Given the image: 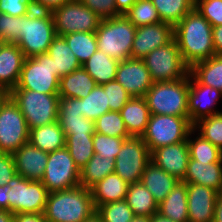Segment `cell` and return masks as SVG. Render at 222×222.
I'll list each match as a JSON object with an SVG mask.
<instances>
[{
	"instance_id": "cell-7",
	"label": "cell",
	"mask_w": 222,
	"mask_h": 222,
	"mask_svg": "<svg viewBox=\"0 0 222 222\" xmlns=\"http://www.w3.org/2000/svg\"><path fill=\"white\" fill-rule=\"evenodd\" d=\"M192 129L190 117L151 114L142 139L152 152L161 146L187 141Z\"/></svg>"
},
{
	"instance_id": "cell-38",
	"label": "cell",
	"mask_w": 222,
	"mask_h": 222,
	"mask_svg": "<svg viewBox=\"0 0 222 222\" xmlns=\"http://www.w3.org/2000/svg\"><path fill=\"white\" fill-rule=\"evenodd\" d=\"M195 132L192 129L187 137L190 159L199 162H222V151L199 134L193 140L191 135Z\"/></svg>"
},
{
	"instance_id": "cell-28",
	"label": "cell",
	"mask_w": 222,
	"mask_h": 222,
	"mask_svg": "<svg viewBox=\"0 0 222 222\" xmlns=\"http://www.w3.org/2000/svg\"><path fill=\"white\" fill-rule=\"evenodd\" d=\"M29 143L44 152L50 153L66 147V136L56 121L29 129Z\"/></svg>"
},
{
	"instance_id": "cell-17",
	"label": "cell",
	"mask_w": 222,
	"mask_h": 222,
	"mask_svg": "<svg viewBox=\"0 0 222 222\" xmlns=\"http://www.w3.org/2000/svg\"><path fill=\"white\" fill-rule=\"evenodd\" d=\"M174 39V26L159 22L157 24L137 27L131 58L143 59L148 53L164 46Z\"/></svg>"
},
{
	"instance_id": "cell-8",
	"label": "cell",
	"mask_w": 222,
	"mask_h": 222,
	"mask_svg": "<svg viewBox=\"0 0 222 222\" xmlns=\"http://www.w3.org/2000/svg\"><path fill=\"white\" fill-rule=\"evenodd\" d=\"M143 60L154 83L172 82L189 75L190 67L184 62L175 39L151 51Z\"/></svg>"
},
{
	"instance_id": "cell-13",
	"label": "cell",
	"mask_w": 222,
	"mask_h": 222,
	"mask_svg": "<svg viewBox=\"0 0 222 222\" xmlns=\"http://www.w3.org/2000/svg\"><path fill=\"white\" fill-rule=\"evenodd\" d=\"M151 162V152L142 137L125 139L114 163V172L127 183H138L146 166Z\"/></svg>"
},
{
	"instance_id": "cell-1",
	"label": "cell",
	"mask_w": 222,
	"mask_h": 222,
	"mask_svg": "<svg viewBox=\"0 0 222 222\" xmlns=\"http://www.w3.org/2000/svg\"><path fill=\"white\" fill-rule=\"evenodd\" d=\"M174 39L189 67L215 55L212 26L195 8L174 26Z\"/></svg>"
},
{
	"instance_id": "cell-50",
	"label": "cell",
	"mask_w": 222,
	"mask_h": 222,
	"mask_svg": "<svg viewBox=\"0 0 222 222\" xmlns=\"http://www.w3.org/2000/svg\"><path fill=\"white\" fill-rule=\"evenodd\" d=\"M16 174L13 154L0 152V186L7 185Z\"/></svg>"
},
{
	"instance_id": "cell-42",
	"label": "cell",
	"mask_w": 222,
	"mask_h": 222,
	"mask_svg": "<svg viewBox=\"0 0 222 222\" xmlns=\"http://www.w3.org/2000/svg\"><path fill=\"white\" fill-rule=\"evenodd\" d=\"M193 129L222 151V112L199 120Z\"/></svg>"
},
{
	"instance_id": "cell-31",
	"label": "cell",
	"mask_w": 222,
	"mask_h": 222,
	"mask_svg": "<svg viewBox=\"0 0 222 222\" xmlns=\"http://www.w3.org/2000/svg\"><path fill=\"white\" fill-rule=\"evenodd\" d=\"M120 61L104 52L97 50L82 67L94 79L97 85L106 84L116 79L117 68Z\"/></svg>"
},
{
	"instance_id": "cell-14",
	"label": "cell",
	"mask_w": 222,
	"mask_h": 222,
	"mask_svg": "<svg viewBox=\"0 0 222 222\" xmlns=\"http://www.w3.org/2000/svg\"><path fill=\"white\" fill-rule=\"evenodd\" d=\"M49 192L80 185V169L66 147L48 153V162L41 180Z\"/></svg>"
},
{
	"instance_id": "cell-19",
	"label": "cell",
	"mask_w": 222,
	"mask_h": 222,
	"mask_svg": "<svg viewBox=\"0 0 222 222\" xmlns=\"http://www.w3.org/2000/svg\"><path fill=\"white\" fill-rule=\"evenodd\" d=\"M189 159L187 141L161 146L151 152V161L179 181L184 179Z\"/></svg>"
},
{
	"instance_id": "cell-15",
	"label": "cell",
	"mask_w": 222,
	"mask_h": 222,
	"mask_svg": "<svg viewBox=\"0 0 222 222\" xmlns=\"http://www.w3.org/2000/svg\"><path fill=\"white\" fill-rule=\"evenodd\" d=\"M219 98H222V92L220 90L200 84L189 73V92L187 103L188 115L192 125L203 118L222 112L221 110L218 111L213 108L217 104Z\"/></svg>"
},
{
	"instance_id": "cell-30",
	"label": "cell",
	"mask_w": 222,
	"mask_h": 222,
	"mask_svg": "<svg viewBox=\"0 0 222 222\" xmlns=\"http://www.w3.org/2000/svg\"><path fill=\"white\" fill-rule=\"evenodd\" d=\"M47 53L53 60L54 75L59 79L82 67L63 36L57 35L53 39Z\"/></svg>"
},
{
	"instance_id": "cell-57",
	"label": "cell",
	"mask_w": 222,
	"mask_h": 222,
	"mask_svg": "<svg viewBox=\"0 0 222 222\" xmlns=\"http://www.w3.org/2000/svg\"><path fill=\"white\" fill-rule=\"evenodd\" d=\"M14 214L9 210H0V222H13Z\"/></svg>"
},
{
	"instance_id": "cell-29",
	"label": "cell",
	"mask_w": 222,
	"mask_h": 222,
	"mask_svg": "<svg viewBox=\"0 0 222 222\" xmlns=\"http://www.w3.org/2000/svg\"><path fill=\"white\" fill-rule=\"evenodd\" d=\"M158 212L176 222H188L187 183L179 181L166 198L158 204Z\"/></svg>"
},
{
	"instance_id": "cell-35",
	"label": "cell",
	"mask_w": 222,
	"mask_h": 222,
	"mask_svg": "<svg viewBox=\"0 0 222 222\" xmlns=\"http://www.w3.org/2000/svg\"><path fill=\"white\" fill-rule=\"evenodd\" d=\"M66 148L75 165L81 170L95 154L93 134L67 133Z\"/></svg>"
},
{
	"instance_id": "cell-47",
	"label": "cell",
	"mask_w": 222,
	"mask_h": 222,
	"mask_svg": "<svg viewBox=\"0 0 222 222\" xmlns=\"http://www.w3.org/2000/svg\"><path fill=\"white\" fill-rule=\"evenodd\" d=\"M21 16L0 12V39L4 43H16L20 38Z\"/></svg>"
},
{
	"instance_id": "cell-34",
	"label": "cell",
	"mask_w": 222,
	"mask_h": 222,
	"mask_svg": "<svg viewBox=\"0 0 222 222\" xmlns=\"http://www.w3.org/2000/svg\"><path fill=\"white\" fill-rule=\"evenodd\" d=\"M115 160L94 154L88 163L80 170V186L90 188L107 175L114 173Z\"/></svg>"
},
{
	"instance_id": "cell-25",
	"label": "cell",
	"mask_w": 222,
	"mask_h": 222,
	"mask_svg": "<svg viewBox=\"0 0 222 222\" xmlns=\"http://www.w3.org/2000/svg\"><path fill=\"white\" fill-rule=\"evenodd\" d=\"M129 183L115 172L91 186L90 192L96 209L100 205L121 201L126 198Z\"/></svg>"
},
{
	"instance_id": "cell-22",
	"label": "cell",
	"mask_w": 222,
	"mask_h": 222,
	"mask_svg": "<svg viewBox=\"0 0 222 222\" xmlns=\"http://www.w3.org/2000/svg\"><path fill=\"white\" fill-rule=\"evenodd\" d=\"M25 56L16 43H6L0 51V88L11 92L18 84Z\"/></svg>"
},
{
	"instance_id": "cell-18",
	"label": "cell",
	"mask_w": 222,
	"mask_h": 222,
	"mask_svg": "<svg viewBox=\"0 0 222 222\" xmlns=\"http://www.w3.org/2000/svg\"><path fill=\"white\" fill-rule=\"evenodd\" d=\"M217 196L207 186L187 183L188 222H213Z\"/></svg>"
},
{
	"instance_id": "cell-36",
	"label": "cell",
	"mask_w": 222,
	"mask_h": 222,
	"mask_svg": "<svg viewBox=\"0 0 222 222\" xmlns=\"http://www.w3.org/2000/svg\"><path fill=\"white\" fill-rule=\"evenodd\" d=\"M162 22L175 26L194 9L195 0H151Z\"/></svg>"
},
{
	"instance_id": "cell-44",
	"label": "cell",
	"mask_w": 222,
	"mask_h": 222,
	"mask_svg": "<svg viewBox=\"0 0 222 222\" xmlns=\"http://www.w3.org/2000/svg\"><path fill=\"white\" fill-rule=\"evenodd\" d=\"M125 138L106 136L95 132L93 134L94 152L101 157H108L115 160L122 148Z\"/></svg>"
},
{
	"instance_id": "cell-49",
	"label": "cell",
	"mask_w": 222,
	"mask_h": 222,
	"mask_svg": "<svg viewBox=\"0 0 222 222\" xmlns=\"http://www.w3.org/2000/svg\"><path fill=\"white\" fill-rule=\"evenodd\" d=\"M33 9L32 0H0V12L11 16H24Z\"/></svg>"
},
{
	"instance_id": "cell-2",
	"label": "cell",
	"mask_w": 222,
	"mask_h": 222,
	"mask_svg": "<svg viewBox=\"0 0 222 222\" xmlns=\"http://www.w3.org/2000/svg\"><path fill=\"white\" fill-rule=\"evenodd\" d=\"M96 210L90 189L79 185L49 192L43 214L47 222H85Z\"/></svg>"
},
{
	"instance_id": "cell-26",
	"label": "cell",
	"mask_w": 222,
	"mask_h": 222,
	"mask_svg": "<svg viewBox=\"0 0 222 222\" xmlns=\"http://www.w3.org/2000/svg\"><path fill=\"white\" fill-rule=\"evenodd\" d=\"M140 182L152 193L157 204H160L179 180L151 161L146 166Z\"/></svg>"
},
{
	"instance_id": "cell-11",
	"label": "cell",
	"mask_w": 222,
	"mask_h": 222,
	"mask_svg": "<svg viewBox=\"0 0 222 222\" xmlns=\"http://www.w3.org/2000/svg\"><path fill=\"white\" fill-rule=\"evenodd\" d=\"M56 34L64 36L75 32H95L101 18L79 0H72L50 12Z\"/></svg>"
},
{
	"instance_id": "cell-4",
	"label": "cell",
	"mask_w": 222,
	"mask_h": 222,
	"mask_svg": "<svg viewBox=\"0 0 222 222\" xmlns=\"http://www.w3.org/2000/svg\"><path fill=\"white\" fill-rule=\"evenodd\" d=\"M19 32L20 38L16 44L25 58L47 53L53 39L57 36L51 13L35 9L21 16Z\"/></svg>"
},
{
	"instance_id": "cell-5",
	"label": "cell",
	"mask_w": 222,
	"mask_h": 222,
	"mask_svg": "<svg viewBox=\"0 0 222 222\" xmlns=\"http://www.w3.org/2000/svg\"><path fill=\"white\" fill-rule=\"evenodd\" d=\"M189 75L172 82H155L146 93L150 114L189 117Z\"/></svg>"
},
{
	"instance_id": "cell-24",
	"label": "cell",
	"mask_w": 222,
	"mask_h": 222,
	"mask_svg": "<svg viewBox=\"0 0 222 222\" xmlns=\"http://www.w3.org/2000/svg\"><path fill=\"white\" fill-rule=\"evenodd\" d=\"M119 112L128 134L142 137L151 115L145 97H132Z\"/></svg>"
},
{
	"instance_id": "cell-40",
	"label": "cell",
	"mask_w": 222,
	"mask_h": 222,
	"mask_svg": "<svg viewBox=\"0 0 222 222\" xmlns=\"http://www.w3.org/2000/svg\"><path fill=\"white\" fill-rule=\"evenodd\" d=\"M125 16L136 27L161 22L159 13L151 0H137V2L125 13Z\"/></svg>"
},
{
	"instance_id": "cell-37",
	"label": "cell",
	"mask_w": 222,
	"mask_h": 222,
	"mask_svg": "<svg viewBox=\"0 0 222 222\" xmlns=\"http://www.w3.org/2000/svg\"><path fill=\"white\" fill-rule=\"evenodd\" d=\"M63 37L81 65L98 50L95 32H75Z\"/></svg>"
},
{
	"instance_id": "cell-48",
	"label": "cell",
	"mask_w": 222,
	"mask_h": 222,
	"mask_svg": "<svg viewBox=\"0 0 222 222\" xmlns=\"http://www.w3.org/2000/svg\"><path fill=\"white\" fill-rule=\"evenodd\" d=\"M84 6L96 13L101 19H107L120 14L116 10L115 0H79Z\"/></svg>"
},
{
	"instance_id": "cell-43",
	"label": "cell",
	"mask_w": 222,
	"mask_h": 222,
	"mask_svg": "<svg viewBox=\"0 0 222 222\" xmlns=\"http://www.w3.org/2000/svg\"><path fill=\"white\" fill-rule=\"evenodd\" d=\"M96 214L103 222H131L135 216L125 199L100 205Z\"/></svg>"
},
{
	"instance_id": "cell-27",
	"label": "cell",
	"mask_w": 222,
	"mask_h": 222,
	"mask_svg": "<svg viewBox=\"0 0 222 222\" xmlns=\"http://www.w3.org/2000/svg\"><path fill=\"white\" fill-rule=\"evenodd\" d=\"M97 84L83 67L62 76L58 94L63 98H86Z\"/></svg>"
},
{
	"instance_id": "cell-12",
	"label": "cell",
	"mask_w": 222,
	"mask_h": 222,
	"mask_svg": "<svg viewBox=\"0 0 222 222\" xmlns=\"http://www.w3.org/2000/svg\"><path fill=\"white\" fill-rule=\"evenodd\" d=\"M29 142V128L18 105L9 97L0 108V152L14 154Z\"/></svg>"
},
{
	"instance_id": "cell-59",
	"label": "cell",
	"mask_w": 222,
	"mask_h": 222,
	"mask_svg": "<svg viewBox=\"0 0 222 222\" xmlns=\"http://www.w3.org/2000/svg\"><path fill=\"white\" fill-rule=\"evenodd\" d=\"M9 97H10V92L0 88V108Z\"/></svg>"
},
{
	"instance_id": "cell-54",
	"label": "cell",
	"mask_w": 222,
	"mask_h": 222,
	"mask_svg": "<svg viewBox=\"0 0 222 222\" xmlns=\"http://www.w3.org/2000/svg\"><path fill=\"white\" fill-rule=\"evenodd\" d=\"M136 2L137 0H115L116 10L120 15H125Z\"/></svg>"
},
{
	"instance_id": "cell-21",
	"label": "cell",
	"mask_w": 222,
	"mask_h": 222,
	"mask_svg": "<svg viewBox=\"0 0 222 222\" xmlns=\"http://www.w3.org/2000/svg\"><path fill=\"white\" fill-rule=\"evenodd\" d=\"M18 175L31 181H41L48 162V153L34 147L29 142L22 145L14 154Z\"/></svg>"
},
{
	"instance_id": "cell-16",
	"label": "cell",
	"mask_w": 222,
	"mask_h": 222,
	"mask_svg": "<svg viewBox=\"0 0 222 222\" xmlns=\"http://www.w3.org/2000/svg\"><path fill=\"white\" fill-rule=\"evenodd\" d=\"M115 80L131 97H144L154 83L144 60L135 58L120 61Z\"/></svg>"
},
{
	"instance_id": "cell-3",
	"label": "cell",
	"mask_w": 222,
	"mask_h": 222,
	"mask_svg": "<svg viewBox=\"0 0 222 222\" xmlns=\"http://www.w3.org/2000/svg\"><path fill=\"white\" fill-rule=\"evenodd\" d=\"M136 29L125 15L101 19L95 31L98 50L118 61L131 58Z\"/></svg>"
},
{
	"instance_id": "cell-62",
	"label": "cell",
	"mask_w": 222,
	"mask_h": 222,
	"mask_svg": "<svg viewBox=\"0 0 222 222\" xmlns=\"http://www.w3.org/2000/svg\"><path fill=\"white\" fill-rule=\"evenodd\" d=\"M6 43H4L1 39H0V51L2 49V47L5 45Z\"/></svg>"
},
{
	"instance_id": "cell-10",
	"label": "cell",
	"mask_w": 222,
	"mask_h": 222,
	"mask_svg": "<svg viewBox=\"0 0 222 222\" xmlns=\"http://www.w3.org/2000/svg\"><path fill=\"white\" fill-rule=\"evenodd\" d=\"M9 211L17 213H43L49 191L41 181H31L16 174L9 182Z\"/></svg>"
},
{
	"instance_id": "cell-9",
	"label": "cell",
	"mask_w": 222,
	"mask_h": 222,
	"mask_svg": "<svg viewBox=\"0 0 222 222\" xmlns=\"http://www.w3.org/2000/svg\"><path fill=\"white\" fill-rule=\"evenodd\" d=\"M60 79L54 75V65L48 53L25 58L17 86L45 94H58Z\"/></svg>"
},
{
	"instance_id": "cell-51",
	"label": "cell",
	"mask_w": 222,
	"mask_h": 222,
	"mask_svg": "<svg viewBox=\"0 0 222 222\" xmlns=\"http://www.w3.org/2000/svg\"><path fill=\"white\" fill-rule=\"evenodd\" d=\"M72 0H32L35 10L51 12Z\"/></svg>"
},
{
	"instance_id": "cell-53",
	"label": "cell",
	"mask_w": 222,
	"mask_h": 222,
	"mask_svg": "<svg viewBox=\"0 0 222 222\" xmlns=\"http://www.w3.org/2000/svg\"><path fill=\"white\" fill-rule=\"evenodd\" d=\"M212 39L215 55L222 56V25L212 27Z\"/></svg>"
},
{
	"instance_id": "cell-56",
	"label": "cell",
	"mask_w": 222,
	"mask_h": 222,
	"mask_svg": "<svg viewBox=\"0 0 222 222\" xmlns=\"http://www.w3.org/2000/svg\"><path fill=\"white\" fill-rule=\"evenodd\" d=\"M213 222H222V191L217 196Z\"/></svg>"
},
{
	"instance_id": "cell-61",
	"label": "cell",
	"mask_w": 222,
	"mask_h": 222,
	"mask_svg": "<svg viewBox=\"0 0 222 222\" xmlns=\"http://www.w3.org/2000/svg\"><path fill=\"white\" fill-rule=\"evenodd\" d=\"M85 222H103V221L97 214H95L93 217H91Z\"/></svg>"
},
{
	"instance_id": "cell-45",
	"label": "cell",
	"mask_w": 222,
	"mask_h": 222,
	"mask_svg": "<svg viewBox=\"0 0 222 222\" xmlns=\"http://www.w3.org/2000/svg\"><path fill=\"white\" fill-rule=\"evenodd\" d=\"M101 86L104 91L107 92V104L110 107V111H120L132 98L124 87L116 80H112Z\"/></svg>"
},
{
	"instance_id": "cell-55",
	"label": "cell",
	"mask_w": 222,
	"mask_h": 222,
	"mask_svg": "<svg viewBox=\"0 0 222 222\" xmlns=\"http://www.w3.org/2000/svg\"><path fill=\"white\" fill-rule=\"evenodd\" d=\"M10 186L4 185L0 186V210H9V200H8V191Z\"/></svg>"
},
{
	"instance_id": "cell-32",
	"label": "cell",
	"mask_w": 222,
	"mask_h": 222,
	"mask_svg": "<svg viewBox=\"0 0 222 222\" xmlns=\"http://www.w3.org/2000/svg\"><path fill=\"white\" fill-rule=\"evenodd\" d=\"M125 200L135 216L151 217L158 212L154 196L141 182L128 185Z\"/></svg>"
},
{
	"instance_id": "cell-58",
	"label": "cell",
	"mask_w": 222,
	"mask_h": 222,
	"mask_svg": "<svg viewBox=\"0 0 222 222\" xmlns=\"http://www.w3.org/2000/svg\"><path fill=\"white\" fill-rule=\"evenodd\" d=\"M150 222H176V221L161 215L159 212H156L150 217Z\"/></svg>"
},
{
	"instance_id": "cell-33",
	"label": "cell",
	"mask_w": 222,
	"mask_h": 222,
	"mask_svg": "<svg viewBox=\"0 0 222 222\" xmlns=\"http://www.w3.org/2000/svg\"><path fill=\"white\" fill-rule=\"evenodd\" d=\"M189 73L200 84L211 86L222 92V56L214 55L193 64Z\"/></svg>"
},
{
	"instance_id": "cell-20",
	"label": "cell",
	"mask_w": 222,
	"mask_h": 222,
	"mask_svg": "<svg viewBox=\"0 0 222 222\" xmlns=\"http://www.w3.org/2000/svg\"><path fill=\"white\" fill-rule=\"evenodd\" d=\"M59 126L65 133L94 134V121L83 116L81 99L59 98L58 119Z\"/></svg>"
},
{
	"instance_id": "cell-41",
	"label": "cell",
	"mask_w": 222,
	"mask_h": 222,
	"mask_svg": "<svg viewBox=\"0 0 222 222\" xmlns=\"http://www.w3.org/2000/svg\"><path fill=\"white\" fill-rule=\"evenodd\" d=\"M95 132L106 136L120 137L128 139V134L124 121L119 111H109L100 116L95 122Z\"/></svg>"
},
{
	"instance_id": "cell-52",
	"label": "cell",
	"mask_w": 222,
	"mask_h": 222,
	"mask_svg": "<svg viewBox=\"0 0 222 222\" xmlns=\"http://www.w3.org/2000/svg\"><path fill=\"white\" fill-rule=\"evenodd\" d=\"M13 222H47L43 213H17Z\"/></svg>"
},
{
	"instance_id": "cell-46",
	"label": "cell",
	"mask_w": 222,
	"mask_h": 222,
	"mask_svg": "<svg viewBox=\"0 0 222 222\" xmlns=\"http://www.w3.org/2000/svg\"><path fill=\"white\" fill-rule=\"evenodd\" d=\"M194 8L212 27L222 25V0H195Z\"/></svg>"
},
{
	"instance_id": "cell-39",
	"label": "cell",
	"mask_w": 222,
	"mask_h": 222,
	"mask_svg": "<svg viewBox=\"0 0 222 222\" xmlns=\"http://www.w3.org/2000/svg\"><path fill=\"white\" fill-rule=\"evenodd\" d=\"M81 111L84 117L94 122L110 111L107 104V92L101 85H96L86 98L81 99Z\"/></svg>"
},
{
	"instance_id": "cell-23",
	"label": "cell",
	"mask_w": 222,
	"mask_h": 222,
	"mask_svg": "<svg viewBox=\"0 0 222 222\" xmlns=\"http://www.w3.org/2000/svg\"><path fill=\"white\" fill-rule=\"evenodd\" d=\"M182 181L207 186L219 193L222 191V162H199L189 159Z\"/></svg>"
},
{
	"instance_id": "cell-6",
	"label": "cell",
	"mask_w": 222,
	"mask_h": 222,
	"mask_svg": "<svg viewBox=\"0 0 222 222\" xmlns=\"http://www.w3.org/2000/svg\"><path fill=\"white\" fill-rule=\"evenodd\" d=\"M10 97L24 115L29 129L51 124L58 119L59 94L13 89Z\"/></svg>"
},
{
	"instance_id": "cell-60",
	"label": "cell",
	"mask_w": 222,
	"mask_h": 222,
	"mask_svg": "<svg viewBox=\"0 0 222 222\" xmlns=\"http://www.w3.org/2000/svg\"><path fill=\"white\" fill-rule=\"evenodd\" d=\"M131 222H150V217L134 216Z\"/></svg>"
}]
</instances>
